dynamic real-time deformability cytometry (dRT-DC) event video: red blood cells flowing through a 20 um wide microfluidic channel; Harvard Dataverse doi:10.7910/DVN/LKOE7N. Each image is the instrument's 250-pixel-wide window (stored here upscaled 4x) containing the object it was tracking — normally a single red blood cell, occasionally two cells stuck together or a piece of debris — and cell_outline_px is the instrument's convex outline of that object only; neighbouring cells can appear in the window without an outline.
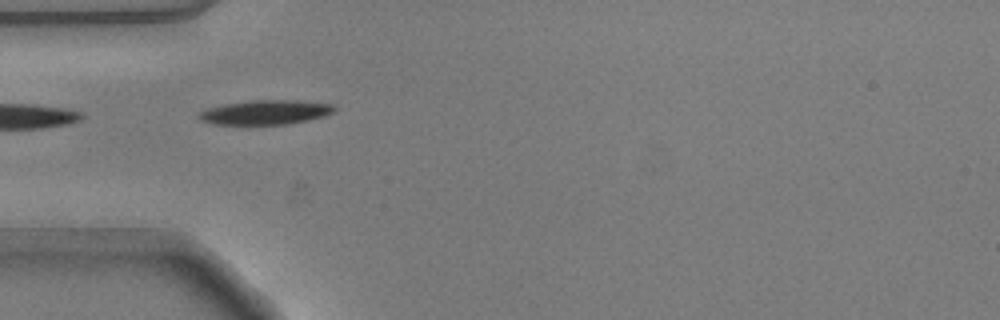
{"species": "common noctule bat (a hibernating species)", "species_latin": "Nyctalus noctula", "temperature_condition": "warm", "stored_images_in_passage": 31, "camera_frame_rate_fps": 3000, "um_per_image_px": 0.085, "animal": {"sex": "male", "body_mass_g": 20.5, "forearm_length_mm": 52.5}, "frame": {"image": 1, "passage_image": 1, "time_ms": 0.0, "image_size_px": [1000, 320], "cell_outline_px": [[336, 108], [332, 112], [324, 116], [308, 120], [288, 124], [212, 124], [200, 120], [196, 116], [200, 112], [208, 108], [224, 104], [252, 100], [296, 100], [332, 104]], "centroid_in_image_um": [22.55, 9.54], "position_along_channel_um": 62.5, "area_um2": 19.19}}
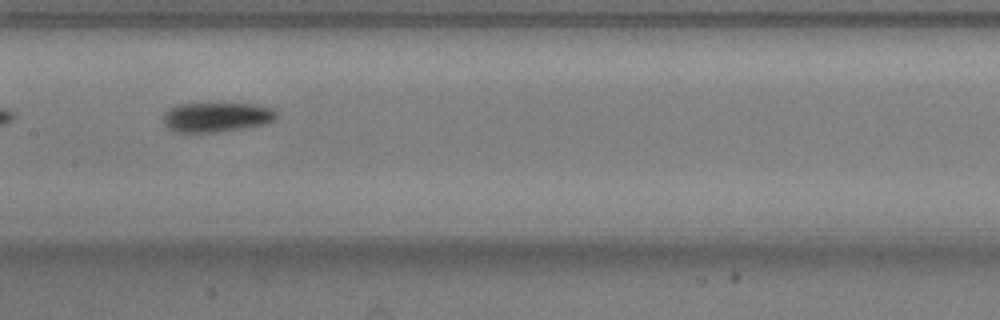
{"frame": {"image": 2, "passage_image": 11, "time_ms": 3.333, "image_size_px": [1000, 320], "cell_outline_px": [[280, 116], [276, 120], [264, 124], [220, 132], [188, 136], [172, 132], [164, 124], [164, 112], [168, 108], [176, 104], [208, 100], [256, 104], [272, 108]], "centroid_in_image_um": [18.33, 9.94], "position_along_channel_um": 189.1, "area_um2": 21.56}}
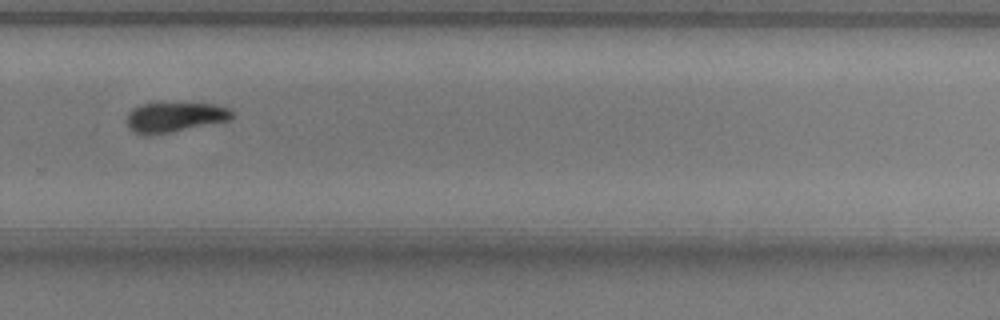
{"frame": {"image": 3, "passage_image": 21, "time_ms": 6.667, "image_size_px": [1000, 320], "cell_outline_px": [[232, 116], [228, 120], [172, 132], [148, 136], [144, 136], [132, 132], [128, 128], [128, 112], [132, 108], [140, 104], [156, 100], [160, 100], [212, 104], [228, 108], [232, 112]], "centroid_in_image_um": [14.75, 9.91], "position_along_channel_um": 315.0, "area_um2": 19.19}, "authors_computed_cell_mechanics": {"area_um2": 19.1896, "velocity_mm_per_s": 3.8007, "shape_relaxation_time_tau1_ms": 2.5165, "shape_relaxation_time_tau2_ms": null, "deformation_change_tau1": 0.144, "deformation_change_tau2": null}}